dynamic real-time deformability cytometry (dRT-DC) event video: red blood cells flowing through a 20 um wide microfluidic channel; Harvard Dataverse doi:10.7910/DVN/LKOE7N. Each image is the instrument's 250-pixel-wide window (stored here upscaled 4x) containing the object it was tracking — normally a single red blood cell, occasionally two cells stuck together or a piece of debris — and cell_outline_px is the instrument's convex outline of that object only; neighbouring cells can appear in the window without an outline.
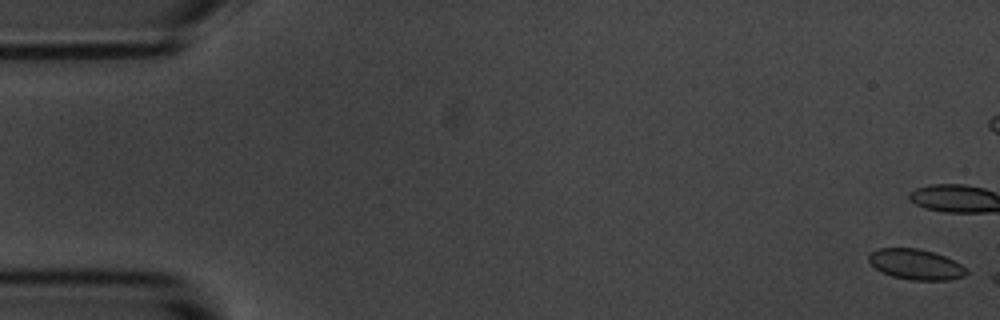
{"species": "common noctule bat (a hibernating species)", "species_latin": "Nyctalus noctula", "temperature_condition": "room temperature", "stored_images_in_passage": 10, "camera_frame_rate_fps": 3000, "um_per_image_px": 0.085, "animal": {"sex": "male", "body_mass_g": 20.1, "forearm_length_mm": 53.5}, "frame": {"image": 1, "passage_image": 1, "time_ms": 0.0, "image_size_px": [1000, 320], "cell_outline_px": [[968, 272], [964, 276], [948, 280], [912, 280], [892, 276], [876, 268], [868, 260], [868, 256], [872, 252], [880, 248], [920, 248], [944, 256], [960, 264]], "centroid_in_image_um": [77.84, 22.47], "position_along_channel_um": 7.2, "area_um2": 17.05}}